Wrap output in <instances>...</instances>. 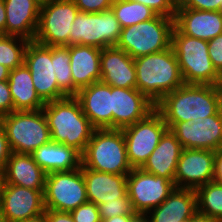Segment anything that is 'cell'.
I'll return each mask as SVG.
<instances>
[{
    "instance_id": "cell-1",
    "label": "cell",
    "mask_w": 222,
    "mask_h": 222,
    "mask_svg": "<svg viewBox=\"0 0 222 222\" xmlns=\"http://www.w3.org/2000/svg\"><path fill=\"white\" fill-rule=\"evenodd\" d=\"M155 108L162 114L168 129L177 122L202 120L220 112L218 85L184 84L166 94Z\"/></svg>"
},
{
    "instance_id": "cell-2",
    "label": "cell",
    "mask_w": 222,
    "mask_h": 222,
    "mask_svg": "<svg viewBox=\"0 0 222 222\" xmlns=\"http://www.w3.org/2000/svg\"><path fill=\"white\" fill-rule=\"evenodd\" d=\"M51 141L75 148L81 154L96 129L83 113L75 96L46 102L42 108Z\"/></svg>"
},
{
    "instance_id": "cell-3",
    "label": "cell",
    "mask_w": 222,
    "mask_h": 222,
    "mask_svg": "<svg viewBox=\"0 0 222 222\" xmlns=\"http://www.w3.org/2000/svg\"><path fill=\"white\" fill-rule=\"evenodd\" d=\"M136 88L155 105L170 92L184 85L172 46L134 59Z\"/></svg>"
},
{
    "instance_id": "cell-4",
    "label": "cell",
    "mask_w": 222,
    "mask_h": 222,
    "mask_svg": "<svg viewBox=\"0 0 222 222\" xmlns=\"http://www.w3.org/2000/svg\"><path fill=\"white\" fill-rule=\"evenodd\" d=\"M82 156L81 167L111 174H129L126 143L122 129H95Z\"/></svg>"
},
{
    "instance_id": "cell-5",
    "label": "cell",
    "mask_w": 222,
    "mask_h": 222,
    "mask_svg": "<svg viewBox=\"0 0 222 222\" xmlns=\"http://www.w3.org/2000/svg\"><path fill=\"white\" fill-rule=\"evenodd\" d=\"M171 46L185 84L219 85L220 74L208 53V41L182 34L175 26Z\"/></svg>"
},
{
    "instance_id": "cell-6",
    "label": "cell",
    "mask_w": 222,
    "mask_h": 222,
    "mask_svg": "<svg viewBox=\"0 0 222 222\" xmlns=\"http://www.w3.org/2000/svg\"><path fill=\"white\" fill-rule=\"evenodd\" d=\"M174 18L156 15L137 25L121 29L118 49L124 50L133 59L171 47Z\"/></svg>"
},
{
    "instance_id": "cell-7",
    "label": "cell",
    "mask_w": 222,
    "mask_h": 222,
    "mask_svg": "<svg viewBox=\"0 0 222 222\" xmlns=\"http://www.w3.org/2000/svg\"><path fill=\"white\" fill-rule=\"evenodd\" d=\"M12 152L31 154L51 141L43 110L13 111L0 117Z\"/></svg>"
},
{
    "instance_id": "cell-8",
    "label": "cell",
    "mask_w": 222,
    "mask_h": 222,
    "mask_svg": "<svg viewBox=\"0 0 222 222\" xmlns=\"http://www.w3.org/2000/svg\"><path fill=\"white\" fill-rule=\"evenodd\" d=\"M121 29L112 8L99 13L78 12L71 25L69 46L86 45L100 49L116 46Z\"/></svg>"
},
{
    "instance_id": "cell-9",
    "label": "cell",
    "mask_w": 222,
    "mask_h": 222,
    "mask_svg": "<svg viewBox=\"0 0 222 222\" xmlns=\"http://www.w3.org/2000/svg\"><path fill=\"white\" fill-rule=\"evenodd\" d=\"M88 202L82 167L46 174L45 209L70 212Z\"/></svg>"
},
{
    "instance_id": "cell-10",
    "label": "cell",
    "mask_w": 222,
    "mask_h": 222,
    "mask_svg": "<svg viewBox=\"0 0 222 222\" xmlns=\"http://www.w3.org/2000/svg\"><path fill=\"white\" fill-rule=\"evenodd\" d=\"M167 129L162 114L156 108L144 119L122 129L132 169L144 165Z\"/></svg>"
},
{
    "instance_id": "cell-11",
    "label": "cell",
    "mask_w": 222,
    "mask_h": 222,
    "mask_svg": "<svg viewBox=\"0 0 222 222\" xmlns=\"http://www.w3.org/2000/svg\"><path fill=\"white\" fill-rule=\"evenodd\" d=\"M78 12L73 0H53L41 6L34 41L43 46H69L71 25Z\"/></svg>"
},
{
    "instance_id": "cell-12",
    "label": "cell",
    "mask_w": 222,
    "mask_h": 222,
    "mask_svg": "<svg viewBox=\"0 0 222 222\" xmlns=\"http://www.w3.org/2000/svg\"><path fill=\"white\" fill-rule=\"evenodd\" d=\"M24 64L31 72L37 94L45 103L68 97L57 85L54 46H43L30 41L25 51Z\"/></svg>"
},
{
    "instance_id": "cell-13",
    "label": "cell",
    "mask_w": 222,
    "mask_h": 222,
    "mask_svg": "<svg viewBox=\"0 0 222 222\" xmlns=\"http://www.w3.org/2000/svg\"><path fill=\"white\" fill-rule=\"evenodd\" d=\"M175 188L165 177L133 168L127 175V193L137 214H147L159 206Z\"/></svg>"
},
{
    "instance_id": "cell-14",
    "label": "cell",
    "mask_w": 222,
    "mask_h": 222,
    "mask_svg": "<svg viewBox=\"0 0 222 222\" xmlns=\"http://www.w3.org/2000/svg\"><path fill=\"white\" fill-rule=\"evenodd\" d=\"M183 149H222V116L218 114L192 122H177L170 129Z\"/></svg>"
},
{
    "instance_id": "cell-15",
    "label": "cell",
    "mask_w": 222,
    "mask_h": 222,
    "mask_svg": "<svg viewBox=\"0 0 222 222\" xmlns=\"http://www.w3.org/2000/svg\"><path fill=\"white\" fill-rule=\"evenodd\" d=\"M215 151L183 149L174 177L175 188L193 189L214 179Z\"/></svg>"
},
{
    "instance_id": "cell-16",
    "label": "cell",
    "mask_w": 222,
    "mask_h": 222,
    "mask_svg": "<svg viewBox=\"0 0 222 222\" xmlns=\"http://www.w3.org/2000/svg\"><path fill=\"white\" fill-rule=\"evenodd\" d=\"M0 208L8 222H19L45 212L44 190L3 184Z\"/></svg>"
},
{
    "instance_id": "cell-17",
    "label": "cell",
    "mask_w": 222,
    "mask_h": 222,
    "mask_svg": "<svg viewBox=\"0 0 222 222\" xmlns=\"http://www.w3.org/2000/svg\"><path fill=\"white\" fill-rule=\"evenodd\" d=\"M111 93L113 129H123L132 125L155 109V104L137 88L111 86Z\"/></svg>"
},
{
    "instance_id": "cell-18",
    "label": "cell",
    "mask_w": 222,
    "mask_h": 222,
    "mask_svg": "<svg viewBox=\"0 0 222 222\" xmlns=\"http://www.w3.org/2000/svg\"><path fill=\"white\" fill-rule=\"evenodd\" d=\"M83 113L96 129H113L111 86L98 81L80 89L75 96Z\"/></svg>"
},
{
    "instance_id": "cell-19",
    "label": "cell",
    "mask_w": 222,
    "mask_h": 222,
    "mask_svg": "<svg viewBox=\"0 0 222 222\" xmlns=\"http://www.w3.org/2000/svg\"><path fill=\"white\" fill-rule=\"evenodd\" d=\"M174 26L184 35L209 41L222 34V11L177 8Z\"/></svg>"
},
{
    "instance_id": "cell-20",
    "label": "cell",
    "mask_w": 222,
    "mask_h": 222,
    "mask_svg": "<svg viewBox=\"0 0 222 222\" xmlns=\"http://www.w3.org/2000/svg\"><path fill=\"white\" fill-rule=\"evenodd\" d=\"M101 81L116 88H136L134 59L116 46L101 49Z\"/></svg>"
},
{
    "instance_id": "cell-21",
    "label": "cell",
    "mask_w": 222,
    "mask_h": 222,
    "mask_svg": "<svg viewBox=\"0 0 222 222\" xmlns=\"http://www.w3.org/2000/svg\"><path fill=\"white\" fill-rule=\"evenodd\" d=\"M67 47L70 55L73 96H76L80 89L101 81V49L86 45Z\"/></svg>"
},
{
    "instance_id": "cell-22",
    "label": "cell",
    "mask_w": 222,
    "mask_h": 222,
    "mask_svg": "<svg viewBox=\"0 0 222 222\" xmlns=\"http://www.w3.org/2000/svg\"><path fill=\"white\" fill-rule=\"evenodd\" d=\"M4 5L6 35L34 41L41 6L35 0H4Z\"/></svg>"
},
{
    "instance_id": "cell-23",
    "label": "cell",
    "mask_w": 222,
    "mask_h": 222,
    "mask_svg": "<svg viewBox=\"0 0 222 222\" xmlns=\"http://www.w3.org/2000/svg\"><path fill=\"white\" fill-rule=\"evenodd\" d=\"M88 202L96 205L116 201L127 194V175L111 174L82 167Z\"/></svg>"
},
{
    "instance_id": "cell-24",
    "label": "cell",
    "mask_w": 222,
    "mask_h": 222,
    "mask_svg": "<svg viewBox=\"0 0 222 222\" xmlns=\"http://www.w3.org/2000/svg\"><path fill=\"white\" fill-rule=\"evenodd\" d=\"M197 212L193 189L174 188L168 197L147 214L148 222H186Z\"/></svg>"
},
{
    "instance_id": "cell-25",
    "label": "cell",
    "mask_w": 222,
    "mask_h": 222,
    "mask_svg": "<svg viewBox=\"0 0 222 222\" xmlns=\"http://www.w3.org/2000/svg\"><path fill=\"white\" fill-rule=\"evenodd\" d=\"M3 184L45 190L46 173L31 154L12 152L2 172Z\"/></svg>"
},
{
    "instance_id": "cell-26",
    "label": "cell",
    "mask_w": 222,
    "mask_h": 222,
    "mask_svg": "<svg viewBox=\"0 0 222 222\" xmlns=\"http://www.w3.org/2000/svg\"><path fill=\"white\" fill-rule=\"evenodd\" d=\"M182 150L183 147L175 134L167 129L141 169L150 174L165 177L174 183Z\"/></svg>"
},
{
    "instance_id": "cell-27",
    "label": "cell",
    "mask_w": 222,
    "mask_h": 222,
    "mask_svg": "<svg viewBox=\"0 0 222 222\" xmlns=\"http://www.w3.org/2000/svg\"><path fill=\"white\" fill-rule=\"evenodd\" d=\"M31 155L46 174L71 171L80 168L82 165V156L79 151L53 141L40 146Z\"/></svg>"
},
{
    "instance_id": "cell-28",
    "label": "cell",
    "mask_w": 222,
    "mask_h": 222,
    "mask_svg": "<svg viewBox=\"0 0 222 222\" xmlns=\"http://www.w3.org/2000/svg\"><path fill=\"white\" fill-rule=\"evenodd\" d=\"M8 83L14 111L41 110L45 102L37 94L31 72L25 64L10 70Z\"/></svg>"
},
{
    "instance_id": "cell-29",
    "label": "cell",
    "mask_w": 222,
    "mask_h": 222,
    "mask_svg": "<svg viewBox=\"0 0 222 222\" xmlns=\"http://www.w3.org/2000/svg\"><path fill=\"white\" fill-rule=\"evenodd\" d=\"M111 8L121 28L137 25L157 15L150 7L132 0H113Z\"/></svg>"
},
{
    "instance_id": "cell-30",
    "label": "cell",
    "mask_w": 222,
    "mask_h": 222,
    "mask_svg": "<svg viewBox=\"0 0 222 222\" xmlns=\"http://www.w3.org/2000/svg\"><path fill=\"white\" fill-rule=\"evenodd\" d=\"M195 191L197 211L222 222V185L212 181Z\"/></svg>"
},
{
    "instance_id": "cell-31",
    "label": "cell",
    "mask_w": 222,
    "mask_h": 222,
    "mask_svg": "<svg viewBox=\"0 0 222 222\" xmlns=\"http://www.w3.org/2000/svg\"><path fill=\"white\" fill-rule=\"evenodd\" d=\"M27 39L0 34V64L10 70L24 64Z\"/></svg>"
},
{
    "instance_id": "cell-32",
    "label": "cell",
    "mask_w": 222,
    "mask_h": 222,
    "mask_svg": "<svg viewBox=\"0 0 222 222\" xmlns=\"http://www.w3.org/2000/svg\"><path fill=\"white\" fill-rule=\"evenodd\" d=\"M54 69L58 87L67 96H73V80L67 46H54Z\"/></svg>"
},
{
    "instance_id": "cell-33",
    "label": "cell",
    "mask_w": 222,
    "mask_h": 222,
    "mask_svg": "<svg viewBox=\"0 0 222 222\" xmlns=\"http://www.w3.org/2000/svg\"><path fill=\"white\" fill-rule=\"evenodd\" d=\"M101 221L118 215H138L133 207L128 193L116 201H107L98 205Z\"/></svg>"
},
{
    "instance_id": "cell-34",
    "label": "cell",
    "mask_w": 222,
    "mask_h": 222,
    "mask_svg": "<svg viewBox=\"0 0 222 222\" xmlns=\"http://www.w3.org/2000/svg\"><path fill=\"white\" fill-rule=\"evenodd\" d=\"M70 214L75 222H101L98 205L92 202L81 204Z\"/></svg>"
},
{
    "instance_id": "cell-35",
    "label": "cell",
    "mask_w": 222,
    "mask_h": 222,
    "mask_svg": "<svg viewBox=\"0 0 222 222\" xmlns=\"http://www.w3.org/2000/svg\"><path fill=\"white\" fill-rule=\"evenodd\" d=\"M142 3L154 10L158 15L174 18L177 5L176 0H132Z\"/></svg>"
},
{
    "instance_id": "cell-36",
    "label": "cell",
    "mask_w": 222,
    "mask_h": 222,
    "mask_svg": "<svg viewBox=\"0 0 222 222\" xmlns=\"http://www.w3.org/2000/svg\"><path fill=\"white\" fill-rule=\"evenodd\" d=\"M177 8L221 11V0H176Z\"/></svg>"
},
{
    "instance_id": "cell-37",
    "label": "cell",
    "mask_w": 222,
    "mask_h": 222,
    "mask_svg": "<svg viewBox=\"0 0 222 222\" xmlns=\"http://www.w3.org/2000/svg\"><path fill=\"white\" fill-rule=\"evenodd\" d=\"M79 12L99 13L108 10L112 6L113 0H73Z\"/></svg>"
},
{
    "instance_id": "cell-38",
    "label": "cell",
    "mask_w": 222,
    "mask_h": 222,
    "mask_svg": "<svg viewBox=\"0 0 222 222\" xmlns=\"http://www.w3.org/2000/svg\"><path fill=\"white\" fill-rule=\"evenodd\" d=\"M208 53L216 71L222 74V34L208 41Z\"/></svg>"
},
{
    "instance_id": "cell-39",
    "label": "cell",
    "mask_w": 222,
    "mask_h": 222,
    "mask_svg": "<svg viewBox=\"0 0 222 222\" xmlns=\"http://www.w3.org/2000/svg\"><path fill=\"white\" fill-rule=\"evenodd\" d=\"M14 111L8 80L0 81V117Z\"/></svg>"
},
{
    "instance_id": "cell-40",
    "label": "cell",
    "mask_w": 222,
    "mask_h": 222,
    "mask_svg": "<svg viewBox=\"0 0 222 222\" xmlns=\"http://www.w3.org/2000/svg\"><path fill=\"white\" fill-rule=\"evenodd\" d=\"M12 151L10 149L7 134L5 132L4 127L0 123V172H3V169L5 167V164L7 163V160L9 159Z\"/></svg>"
},
{
    "instance_id": "cell-41",
    "label": "cell",
    "mask_w": 222,
    "mask_h": 222,
    "mask_svg": "<svg viewBox=\"0 0 222 222\" xmlns=\"http://www.w3.org/2000/svg\"><path fill=\"white\" fill-rule=\"evenodd\" d=\"M46 216L48 222H75L70 212H59L46 209Z\"/></svg>"
},
{
    "instance_id": "cell-42",
    "label": "cell",
    "mask_w": 222,
    "mask_h": 222,
    "mask_svg": "<svg viewBox=\"0 0 222 222\" xmlns=\"http://www.w3.org/2000/svg\"><path fill=\"white\" fill-rule=\"evenodd\" d=\"M213 181L222 185V149L215 151Z\"/></svg>"
},
{
    "instance_id": "cell-43",
    "label": "cell",
    "mask_w": 222,
    "mask_h": 222,
    "mask_svg": "<svg viewBox=\"0 0 222 222\" xmlns=\"http://www.w3.org/2000/svg\"><path fill=\"white\" fill-rule=\"evenodd\" d=\"M0 34L6 35V10L4 0H0Z\"/></svg>"
},
{
    "instance_id": "cell-44",
    "label": "cell",
    "mask_w": 222,
    "mask_h": 222,
    "mask_svg": "<svg viewBox=\"0 0 222 222\" xmlns=\"http://www.w3.org/2000/svg\"><path fill=\"white\" fill-rule=\"evenodd\" d=\"M186 222H219L218 220L211 218L205 214L199 213L198 211L190 217Z\"/></svg>"
},
{
    "instance_id": "cell-45",
    "label": "cell",
    "mask_w": 222,
    "mask_h": 222,
    "mask_svg": "<svg viewBox=\"0 0 222 222\" xmlns=\"http://www.w3.org/2000/svg\"><path fill=\"white\" fill-rule=\"evenodd\" d=\"M137 215H118L108 219H103L101 222H131Z\"/></svg>"
},
{
    "instance_id": "cell-46",
    "label": "cell",
    "mask_w": 222,
    "mask_h": 222,
    "mask_svg": "<svg viewBox=\"0 0 222 222\" xmlns=\"http://www.w3.org/2000/svg\"><path fill=\"white\" fill-rule=\"evenodd\" d=\"M19 222H48L47 216H46V210H45V212H43L42 214H40L38 216L28 218L26 220L19 221Z\"/></svg>"
},
{
    "instance_id": "cell-47",
    "label": "cell",
    "mask_w": 222,
    "mask_h": 222,
    "mask_svg": "<svg viewBox=\"0 0 222 222\" xmlns=\"http://www.w3.org/2000/svg\"><path fill=\"white\" fill-rule=\"evenodd\" d=\"M10 69L0 64V81L8 80Z\"/></svg>"
},
{
    "instance_id": "cell-48",
    "label": "cell",
    "mask_w": 222,
    "mask_h": 222,
    "mask_svg": "<svg viewBox=\"0 0 222 222\" xmlns=\"http://www.w3.org/2000/svg\"><path fill=\"white\" fill-rule=\"evenodd\" d=\"M131 222H148L146 214H138Z\"/></svg>"
},
{
    "instance_id": "cell-49",
    "label": "cell",
    "mask_w": 222,
    "mask_h": 222,
    "mask_svg": "<svg viewBox=\"0 0 222 222\" xmlns=\"http://www.w3.org/2000/svg\"><path fill=\"white\" fill-rule=\"evenodd\" d=\"M218 96H219V111L222 116V84L218 85Z\"/></svg>"
},
{
    "instance_id": "cell-50",
    "label": "cell",
    "mask_w": 222,
    "mask_h": 222,
    "mask_svg": "<svg viewBox=\"0 0 222 222\" xmlns=\"http://www.w3.org/2000/svg\"><path fill=\"white\" fill-rule=\"evenodd\" d=\"M40 6L51 3L53 0H35Z\"/></svg>"
},
{
    "instance_id": "cell-51",
    "label": "cell",
    "mask_w": 222,
    "mask_h": 222,
    "mask_svg": "<svg viewBox=\"0 0 222 222\" xmlns=\"http://www.w3.org/2000/svg\"><path fill=\"white\" fill-rule=\"evenodd\" d=\"M0 222H8L4 214L2 213V210L0 208Z\"/></svg>"
},
{
    "instance_id": "cell-52",
    "label": "cell",
    "mask_w": 222,
    "mask_h": 222,
    "mask_svg": "<svg viewBox=\"0 0 222 222\" xmlns=\"http://www.w3.org/2000/svg\"><path fill=\"white\" fill-rule=\"evenodd\" d=\"M2 185H3V178H2V173L0 172V196H1Z\"/></svg>"
},
{
    "instance_id": "cell-53",
    "label": "cell",
    "mask_w": 222,
    "mask_h": 222,
    "mask_svg": "<svg viewBox=\"0 0 222 222\" xmlns=\"http://www.w3.org/2000/svg\"><path fill=\"white\" fill-rule=\"evenodd\" d=\"M219 84H222V74L220 75V81Z\"/></svg>"
}]
</instances>
